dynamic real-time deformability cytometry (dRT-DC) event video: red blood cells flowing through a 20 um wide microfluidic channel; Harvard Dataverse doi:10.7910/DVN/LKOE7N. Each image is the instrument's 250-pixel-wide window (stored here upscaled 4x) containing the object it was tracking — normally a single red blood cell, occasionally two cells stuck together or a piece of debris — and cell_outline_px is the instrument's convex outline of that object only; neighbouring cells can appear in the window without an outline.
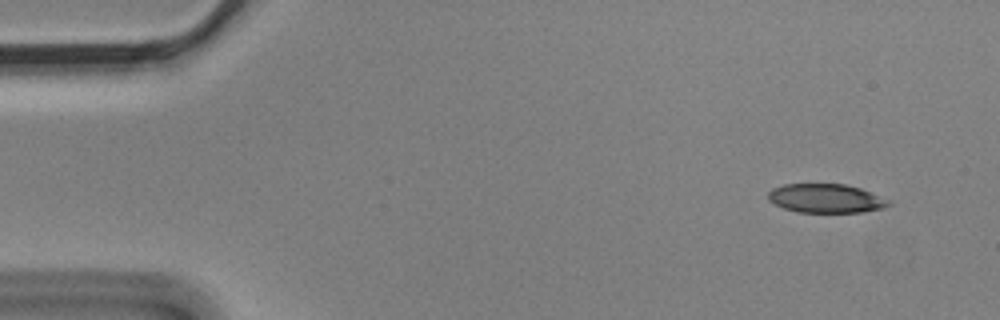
{"species": "Egyptian fruit bat (a non-hibernating species)", "species_latin": "Rousettus aegyptiacus", "temperature_condition": "cold", "stored_images_in_passage": 5, "camera_frame_rate_fps": 3000, "um_per_image_px": 0.085, "animal": {"sex": "male"}, "frame": {"image": 1, "passage_image": 1, "time_ms": 0.0, "image_size_px": [1000, 320], "cell_outline_px": [[892, 204], [884, 208], [864, 212], [796, 212], [784, 208], [768, 200], [768, 192], [772, 188], [784, 184], [844, 184], [860, 188], [888, 200]], "centroid_in_image_um": [70.18, 16.86], "position_along_channel_um": 14.8, "area_um2": 20.23}}
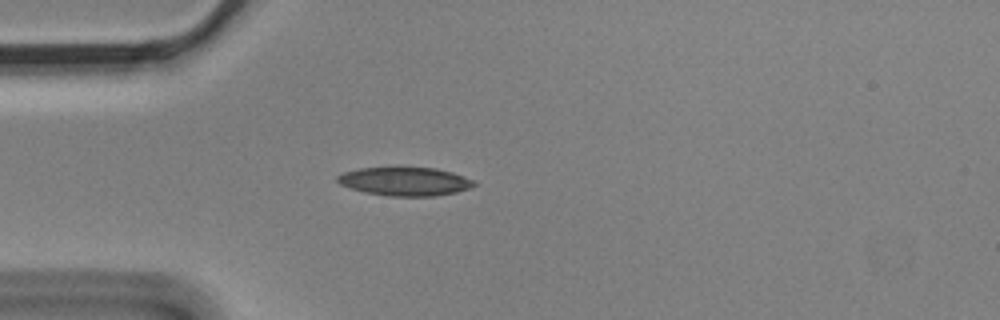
{"frame": {"image": 2, "passage_image": 4, "time_ms": 1.0, "image_size_px": [1000, 320], "cell_outline_px": [[476, 184], [468, 188], [456, 192], [436, 196], [392, 196], [364, 192], [340, 184], [336, 180], [336, 176], [344, 172], [360, 168], [436, 168], [452, 172], [464, 176], [472, 180]], "centroid_in_image_um": [34.41, 15.42], "position_along_channel_um": 50.6, "area_um2": 22.43}}